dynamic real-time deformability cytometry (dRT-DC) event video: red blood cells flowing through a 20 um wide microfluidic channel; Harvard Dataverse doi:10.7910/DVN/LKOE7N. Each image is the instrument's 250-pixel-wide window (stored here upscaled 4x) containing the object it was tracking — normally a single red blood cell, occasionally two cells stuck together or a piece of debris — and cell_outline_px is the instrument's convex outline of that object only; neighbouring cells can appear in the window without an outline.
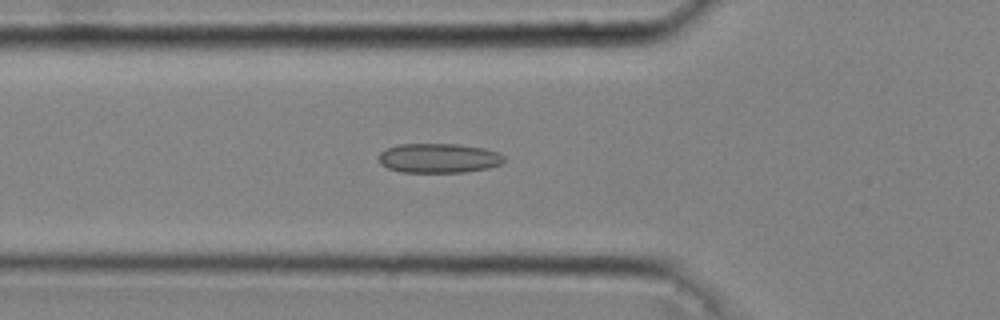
{"species": "common noctule bat (a hibernating species)", "species_latin": "Nyctalus noctula", "temperature_condition": "cold", "stored_images_in_passage": 46, "camera_frame_rate_fps": 3000, "um_per_image_px": 0.085, "animal": {"sex": "male", "body_mass_g": 20.4}, "frame": {"image": 1, "passage_image": 16, "time_ms": 5.0, "image_size_px": [1000, 320], "cell_outline_px": [[504, 160], [500, 164], [488, 168], [464, 172], [400, 172], [388, 168], [380, 164], [380, 152], [388, 148], [400, 144], [460, 144], [484, 148], [496, 152], [504, 156]], "centroid_in_image_um": [37.29, 13.44], "position_along_channel_um": 88.5, "area_um2": 21.44}}
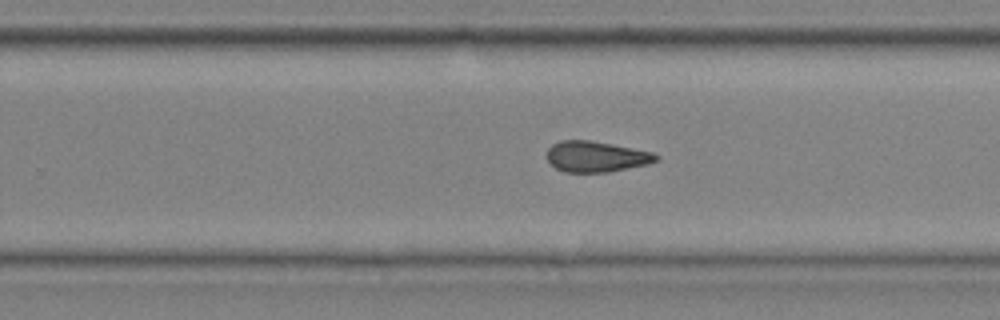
{"frame": {"image": 2, "passage_image": 30, "time_ms": 9.667, "image_size_px": [1000, 320], "cell_outline_px": [[660, 160], [648, 164], [608, 172], [564, 172], [556, 168], [548, 160], [548, 148], [552, 144], [560, 140], [588, 140], [612, 144], [652, 152], [660, 156]], "centroid_in_image_um": [50.69, 13.31], "position_along_channel_um": 279.1, "area_um2": 19.54}}
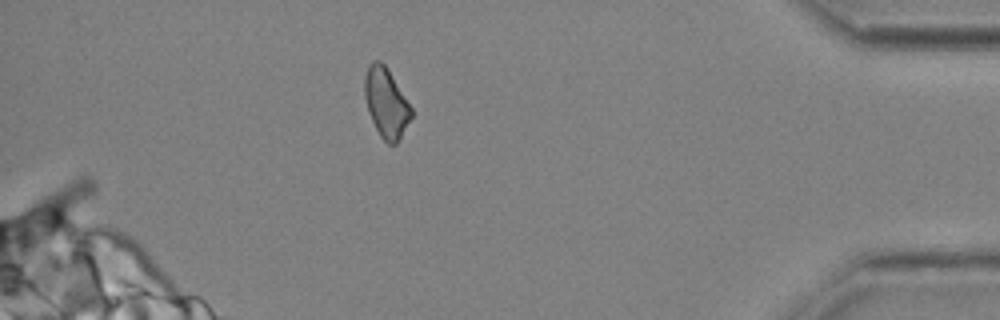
{"frame": {"image": 3, "passage_image": 42, "time_ms": 13.667, "image_size_px": [1000, 320], "cell_outline_px": [[412, 116], [400, 140], [396, 144], [388, 144], [380, 136], [368, 112], [364, 96], [364, 76], [368, 64], [372, 60], [380, 60], [388, 68], [412, 108]], "centroid_in_image_um": [32.81, 8.72], "position_along_channel_um": 402.4, "area_um2": 19.13}, "authors_computed_cell_mechanics": {"area_um2": 20.3167, "velocity_mm_per_s": 4.0787, "shape_relaxation_time_tau1_ms": null, "shape_relaxation_time_tau2_ms": 3.2063, "deformation_change_tau1": null, "deformation_change_tau2": 0.1176}}